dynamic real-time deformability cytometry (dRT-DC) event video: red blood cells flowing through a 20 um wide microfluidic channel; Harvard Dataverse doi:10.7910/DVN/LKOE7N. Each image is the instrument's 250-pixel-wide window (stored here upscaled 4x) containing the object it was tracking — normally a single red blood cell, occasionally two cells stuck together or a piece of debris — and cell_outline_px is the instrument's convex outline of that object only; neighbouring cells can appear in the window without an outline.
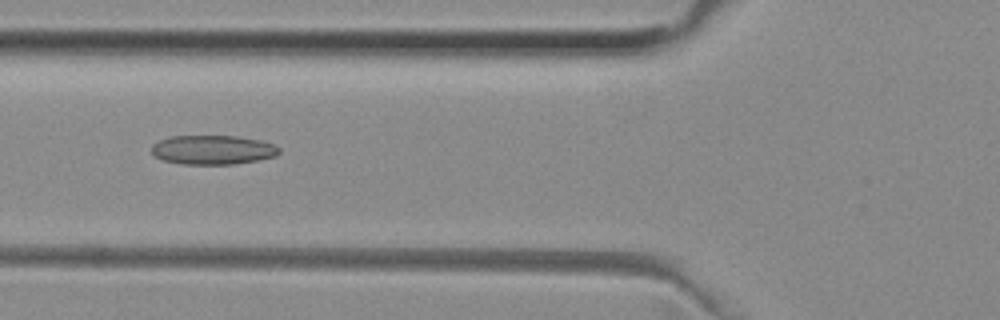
{"species": "common noctule bat (a hibernating species)", "species_latin": "Nyctalus noctula", "temperature_condition": "room temperature", "stored_images_in_passage": 50, "camera_frame_rate_fps": 3000, "um_per_image_px": 0.085, "animal": {"sex": "female", "body_mass_g": 29.2, "forearm_length_mm": 56.3}, "frame": {"image": 1, "passage_image": 18, "time_ms": 5.667, "image_size_px": [1000, 320], "cell_outline_px": [[280, 152], [276, 156], [236, 164], [180, 164], [164, 160], [156, 156], [152, 152], [152, 144], [168, 136], [236, 136], [260, 140], [272, 144], [280, 148]], "centroid_in_image_um": [18.08, 12.73], "position_along_channel_um": 107.7, "area_um2": 21.68}}
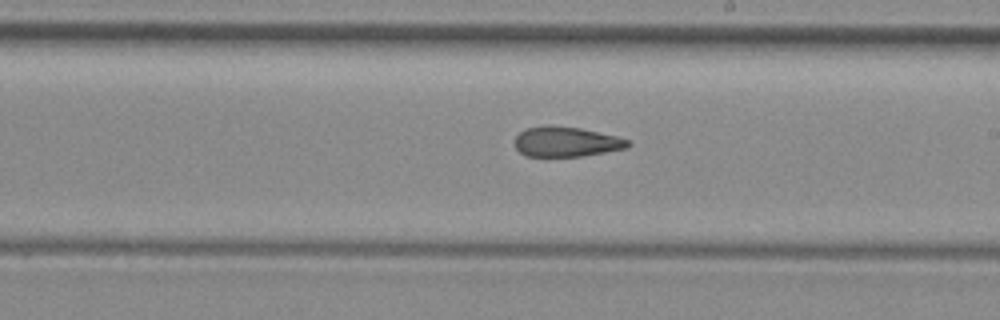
{"frame": {"image": 2, "passage_image": 28, "time_ms": 9.0, "image_size_px": [1000, 320], "cell_outline_px": [[628, 148], [580, 156], [528, 156], [520, 152], [516, 148], [516, 136], [520, 132], [528, 128], [544, 124], [548, 124], [580, 128], [616, 136], [628, 140]], "centroid_in_image_um": [48.1, 12.03], "position_along_channel_um": 240.9, "area_um2": 19.59}}
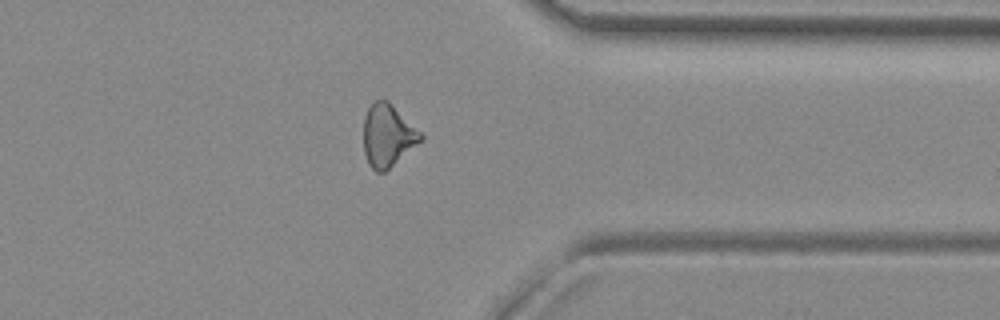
{"frame": {"image": 3, "passage_image": 39, "time_ms": 12.667, "image_size_px": [1000, 320], "cell_outline_px": [[424, 140], [384, 172], [376, 172], [368, 164], [364, 152], [364, 116], [368, 108], [376, 100], [388, 100], [424, 136]], "centroid_in_image_um": [32.96, 11.54], "position_along_channel_um": 378.4, "area_um2": 20.69}, "authors_computed_cell_mechanics": {"area_um2": 21.2704, "velocity_mm_per_s": 3.9938, "shape_relaxation_time_tau1_ms": null, "shape_relaxation_time_tau2_ms": 4.7166, "deformation_change_tau1": null, "deformation_change_tau2": 0.1441}}